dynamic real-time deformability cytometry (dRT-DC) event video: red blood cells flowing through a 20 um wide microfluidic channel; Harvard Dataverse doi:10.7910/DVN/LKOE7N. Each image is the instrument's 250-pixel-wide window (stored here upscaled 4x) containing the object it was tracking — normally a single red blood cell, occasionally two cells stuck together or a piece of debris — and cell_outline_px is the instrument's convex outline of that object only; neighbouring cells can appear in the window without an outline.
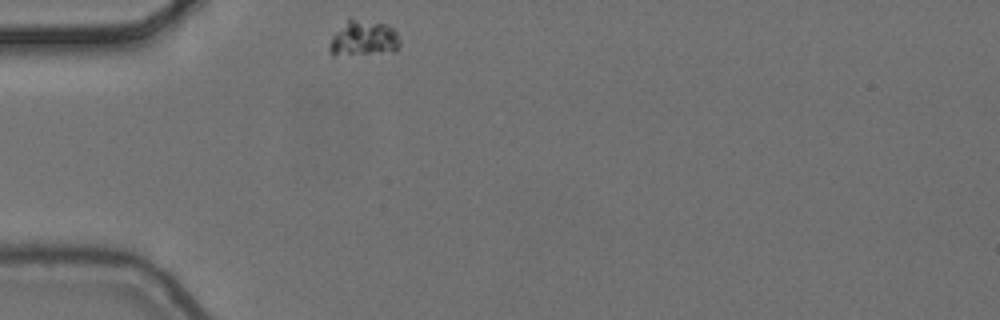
{"species": "common noctule bat (a hibernating species)", "species_latin": "Nyctalus noctula", "temperature_condition": "cold", "stored_images_in_passage": 8, "camera_frame_rate_fps": 3000, "um_per_image_px": 0.085, "animal": {"sex": "female", "body_mass_g": 24.6, "forearm_length_mm": 56.2}, "frame": {"image": 1, "passage_image": 1, "time_ms": 0.0, "image_size_px": [1000, 320], "cell_outline_px": [[400, 44], [392, 52], [332, 56], [328, 52], [328, 44], [332, 36], [348, 16], [388, 24], [396, 32], [400, 40]], "centroid_in_image_um": [30.84, 3.24], "position_along_channel_um": 54.2, "area_um2": 15.14}}
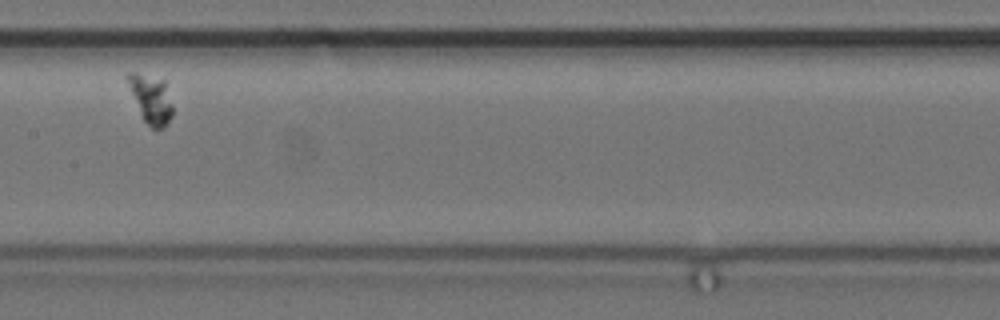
{"frame": {"image": 2, "passage_image": 5, "time_ms": 1.333, "image_size_px": [1000, 320], "cell_outline_px": [[172, 116], [164, 128], [152, 128], [144, 120], [124, 76], [128, 72], [136, 72], [164, 80], [172, 104]], "centroid_in_image_um": [12.83, 8.38], "position_along_channel_um": 194.6, "area_um2": 12.48}}
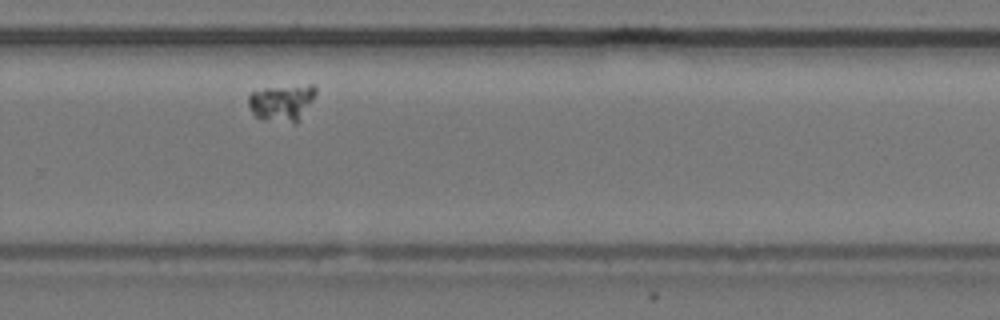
{"frame": {"image": 3, "passage_image": 8, "time_ms": 2.333, "image_size_px": [1000, 320], "cell_outline_px": [[316, 92], [312, 100], [300, 120], [296, 124], [264, 120], [256, 116], [252, 112], [248, 104], [248, 96], [252, 92], [264, 88], [308, 84], [312, 84], [316, 88]], "centroid_in_image_um": [23.96, 8.73], "position_along_channel_um": 305.8, "area_um2": 14.51}}